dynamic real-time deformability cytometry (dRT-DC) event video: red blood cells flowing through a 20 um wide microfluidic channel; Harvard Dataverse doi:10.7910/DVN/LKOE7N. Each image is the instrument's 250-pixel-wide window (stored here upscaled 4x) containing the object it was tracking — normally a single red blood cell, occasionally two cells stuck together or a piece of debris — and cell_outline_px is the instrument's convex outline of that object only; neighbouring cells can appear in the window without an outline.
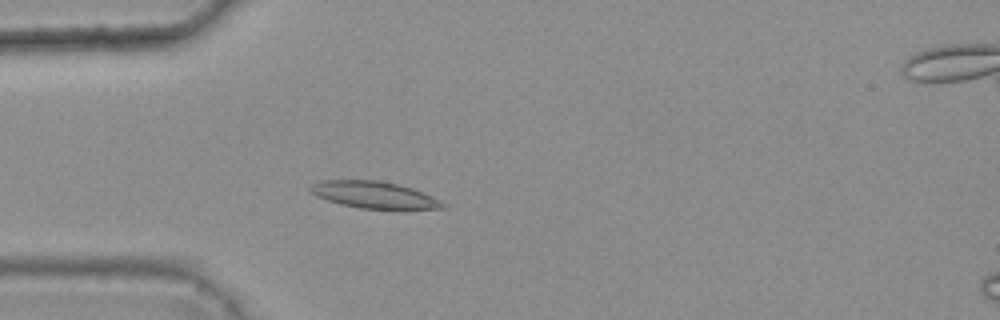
{"species": "common noctule bat (a hibernating species)", "species_latin": "Nyctalus noctula", "temperature_condition": "warm", "stored_images_in_passage": 3, "camera_frame_rate_fps": 3000, "um_per_image_px": 0.085, "animal": {"sex": "female", "body_mass_g": 25.1}, "frame": {"image": 1, "passage_image": 3, "time_ms": 0.667, "image_size_px": [1000, 320], "cell_outline_px": [[448, 208], [360, 208], [340, 204], [316, 196], [308, 188], [312, 184], [320, 180], [376, 180], [396, 184], [412, 188], [432, 196], [448, 204]], "centroid_in_image_um": [31.78, 16.55], "position_along_channel_um": 53.2, "area_um2": 20.4}}